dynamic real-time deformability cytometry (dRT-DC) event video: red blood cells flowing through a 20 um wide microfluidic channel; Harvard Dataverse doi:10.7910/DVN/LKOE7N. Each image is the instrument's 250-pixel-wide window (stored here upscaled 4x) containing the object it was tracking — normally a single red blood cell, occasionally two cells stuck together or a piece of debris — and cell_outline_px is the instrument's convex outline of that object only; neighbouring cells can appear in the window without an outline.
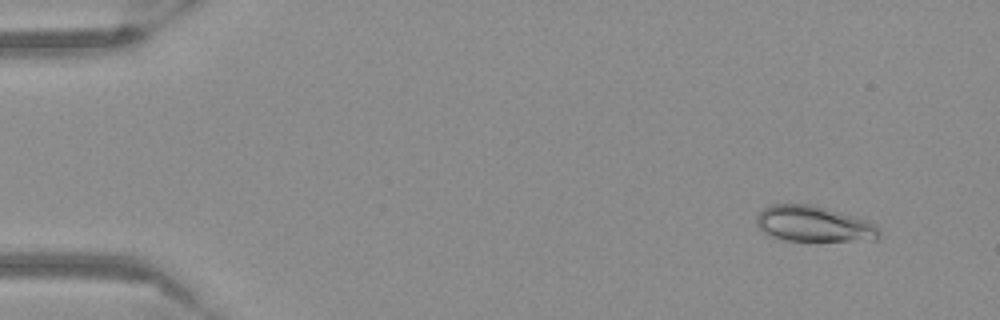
{"species": "Egyptian fruit bat (a non-hibernating species)", "species_latin": "Rousettus aegyptiacus", "temperature_condition": "warm", "stored_images_in_passage": 50, "camera_frame_rate_fps": 3000, "um_per_image_px": 0.085, "frame": {"image": 1, "passage_image": 1, "time_ms": 0.0, "image_size_px": [1000, 320], "cell_outline_px": [[880, 236], [876, 240], [788, 240], [772, 236], [764, 232], [756, 224], [756, 216], [764, 208], [772, 204], [812, 204], [868, 220], [876, 224], [880, 228]], "centroid_in_image_um": [69.2, 19.02], "position_along_channel_um": 15.8, "area_um2": 25.43}}
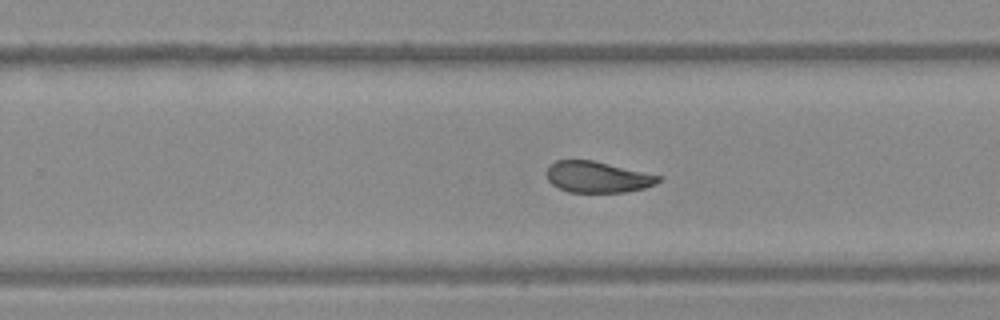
{"frame": {"image": 2, "passage_image": 31, "time_ms": 10.0, "image_size_px": [1000, 320], "cell_outline_px": [[660, 180], [656, 184], [644, 188], [624, 192], [568, 192], [552, 184], [548, 180], [548, 168], [556, 160], [592, 160], [660, 176]], "centroid_in_image_um": [50.78, 15.05], "position_along_channel_um": 279.0, "area_um2": 19.88}}
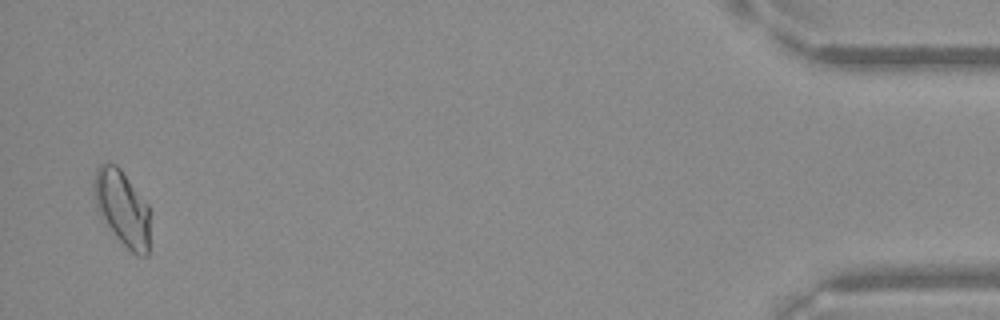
{"frame": {"image": 3, "passage_image": 49, "time_ms": 16.0, "image_size_px": [1000, 320], "cell_outline_px": [[148, 256], [136, 256], [116, 236], [100, 216], [96, 208], [92, 196], [92, 184], [96, 168], [100, 164], [116, 164], [120, 168], [148, 204]], "centroid_in_image_um": [10.34, 17.65], "position_along_channel_um": 424.9, "area_um2": 24.57}}